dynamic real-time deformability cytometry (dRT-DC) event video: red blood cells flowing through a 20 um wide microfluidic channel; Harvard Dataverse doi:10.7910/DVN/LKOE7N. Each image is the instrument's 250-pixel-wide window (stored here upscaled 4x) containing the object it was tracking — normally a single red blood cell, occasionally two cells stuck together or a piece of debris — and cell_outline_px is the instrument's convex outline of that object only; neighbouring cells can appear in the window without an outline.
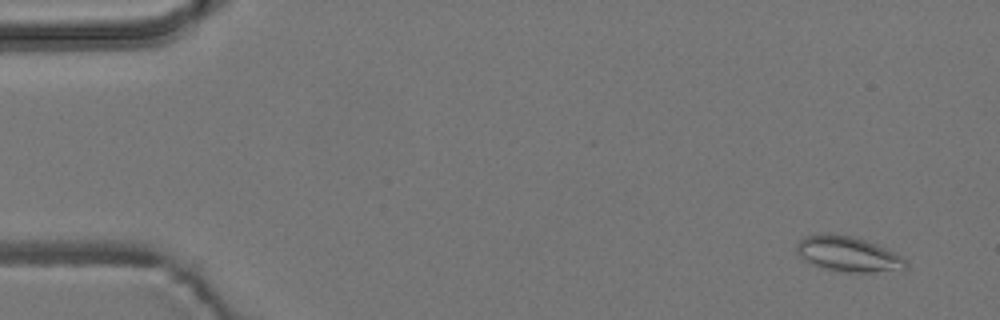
{"species": "common noctule bat (a hibernating species)", "species_latin": "Nyctalus noctula", "temperature_condition": "room temperature", "stored_images_in_passage": 6, "camera_frame_rate_fps": 3000, "um_per_image_px": 0.085, "animal": {"sex": "male", "body_mass_g": 19.2, "forearm_length_mm": 51.8}, "frame": {"image": 1, "passage_image": 1, "time_ms": 0.0, "image_size_px": [1000, 320], "cell_outline_px": [[908, 268], [904, 272], [844, 272], [824, 268], [812, 264], [804, 260], [800, 256], [796, 248], [796, 244], [804, 236], [848, 236], [864, 240], [876, 244], [900, 256], [908, 264]], "centroid_in_image_um": [72.17, 21.66], "position_along_channel_um": 12.8, "area_um2": 21.91}}
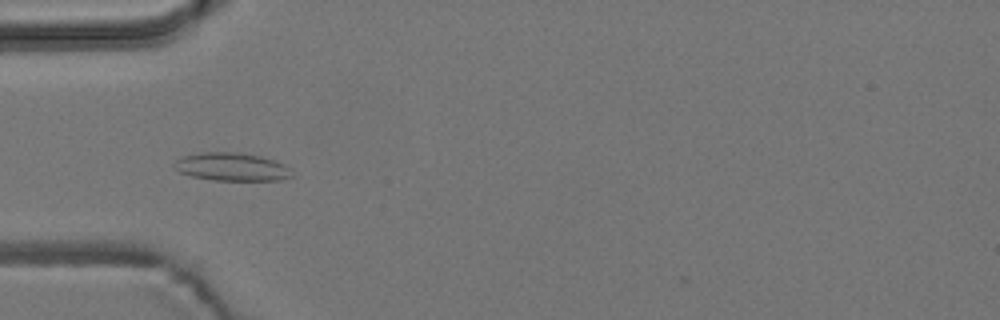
{"frame": {"image": 2, "passage_image": 4, "time_ms": 4.667, "image_size_px": [1000, 320], "cell_outline_px": [[292, 176], [280, 180], [212, 180], [192, 176], [180, 172], [172, 168], [172, 164], [176, 160], [184, 156], [200, 152], [240, 152], [260, 156], [276, 160], [292, 168]], "centroid_in_image_um": [19.7, 14.17], "position_along_channel_um": 65.3, "area_um2": 19.48}}
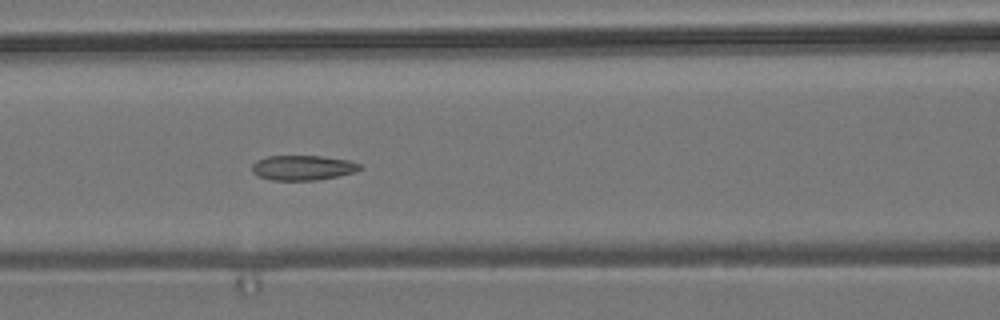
{"frame": {"image": 3, "passage_image": 6, "time_ms": 6.667, "image_size_px": [1000, 320], "cell_outline_px": [[364, 168], [356, 172], [316, 180], [272, 180], [260, 176], [252, 172], [252, 164], [256, 160], [268, 156], [320, 156], [348, 160], [360, 164]], "centroid_in_image_um": [25.75, 14.25], "position_along_channel_um": 140.9, "area_um2": 15.61}}